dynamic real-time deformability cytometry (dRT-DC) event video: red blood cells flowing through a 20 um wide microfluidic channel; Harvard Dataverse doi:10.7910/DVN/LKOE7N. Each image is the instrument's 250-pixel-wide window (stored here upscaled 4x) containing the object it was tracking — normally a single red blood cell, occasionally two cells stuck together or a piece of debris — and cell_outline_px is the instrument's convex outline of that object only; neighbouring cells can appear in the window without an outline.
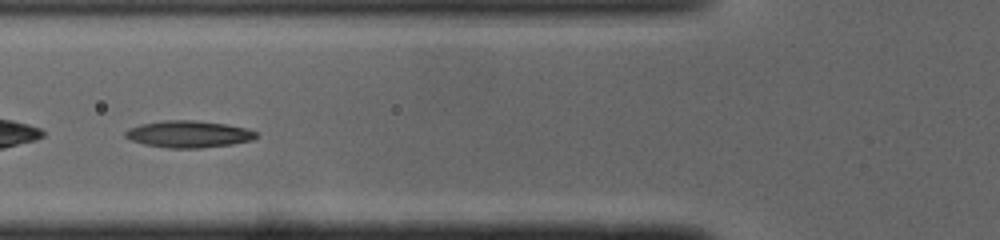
{"species": "common noctule bat (a hibernating species)", "species_latin": "Nyctalus noctula", "temperature_condition": "cold", "stored_images_in_passage": 30, "camera_frame_rate_fps": 3000, "um_per_image_px": 0.085, "animal": {"sex": "male", "body_mass_g": 19.0, "forearm_length_mm": 50.8}, "frame": {"image": 1, "passage_image": 9, "time_ms": 2.667, "image_size_px": [1000, 240], "cell_outline_px": [[256, 136], [252, 140], [232, 144], [200, 148], [168, 148], [144, 144], [132, 140], [124, 136], [124, 132], [128, 128], [140, 124], [164, 120], [196, 120], [228, 124], [248, 128], [256, 132]], "centroid_in_image_um": [16.02, 11.39], "position_along_channel_um": 109.8, "area_um2": 20.58}}
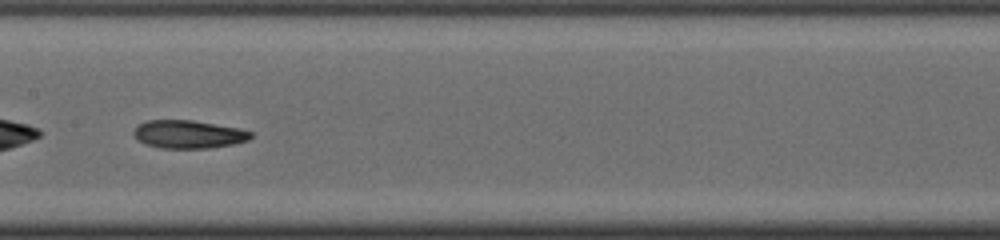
{"frame": {"image": 2, "passage_image": 15, "time_ms": 4.667, "image_size_px": [1000, 240], "cell_outline_px": [[252, 136], [248, 140], [232, 144], [212, 148], [160, 148], [144, 144], [136, 140], [132, 132], [140, 124], [148, 120], [192, 120], [240, 128], [252, 132]], "centroid_in_image_um": [16.0, 11.42], "position_along_channel_um": 191.4, "area_um2": 19.25}}
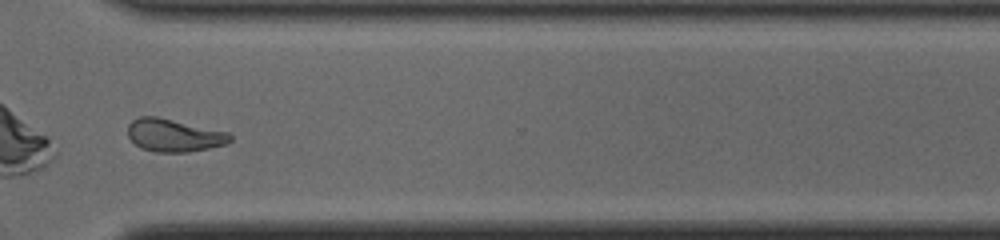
{"frame": {"image": 3, "passage_image": 27, "time_ms": 8.667, "image_size_px": [1000, 240], "cell_outline_px": [[232, 140], [224, 144], [208, 148], [188, 152], [156, 152], [140, 148], [128, 136], [128, 124], [132, 120], [140, 116], [156, 116], [228, 132], [232, 136]], "centroid_in_image_um": [14.76, 11.5], "position_along_channel_um": 355.8, "area_um2": 19.42}, "authors_computed_cell_mechanics": {"area_um2": 19.5942, "velocity_mm_per_s": 4.0908, "shape_relaxation_time_tau1_ms": null, "shape_relaxation_time_tau2_ms": 3.8033, "deformation_change_tau1": null, "deformation_change_tau2": 0.1206}}